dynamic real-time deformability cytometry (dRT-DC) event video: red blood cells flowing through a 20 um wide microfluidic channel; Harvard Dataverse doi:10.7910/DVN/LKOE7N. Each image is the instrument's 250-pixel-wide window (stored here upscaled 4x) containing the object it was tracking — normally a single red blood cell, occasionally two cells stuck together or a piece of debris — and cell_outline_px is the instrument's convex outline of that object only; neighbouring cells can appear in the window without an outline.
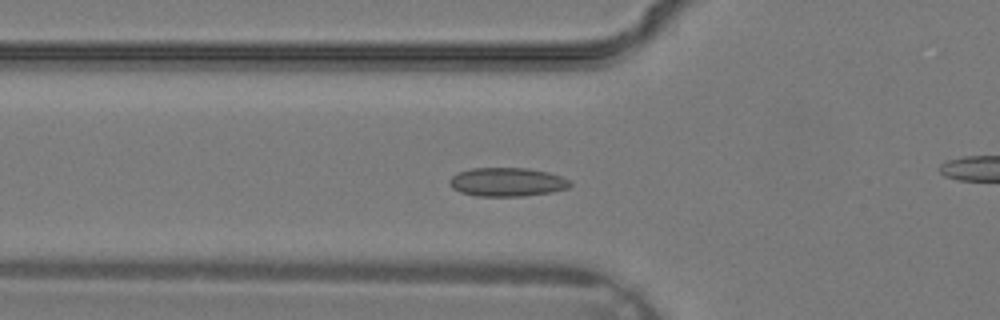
{"species": "common noctule bat (a hibernating species)", "species_latin": "Nyctalus noctula", "temperature_condition": "warm", "stored_images_in_passage": 35, "camera_frame_rate_fps": 3000, "um_per_image_px": 0.085, "animal": {"sex": "male", "body_mass_g": 19.2, "forearm_length_mm": 51.8}, "frame": {"image": 1, "passage_image": 11, "time_ms": 3.333, "image_size_px": [1000, 320], "cell_outline_px": [[572, 184], [568, 188], [552, 192], [524, 196], [476, 196], [460, 192], [452, 188], [448, 184], [448, 180], [456, 172], [472, 168], [528, 168], [548, 172], [560, 176], [568, 180]], "centroid_in_image_um": [43.06, 15.47], "position_along_channel_um": 82.7, "area_um2": 20.35}}
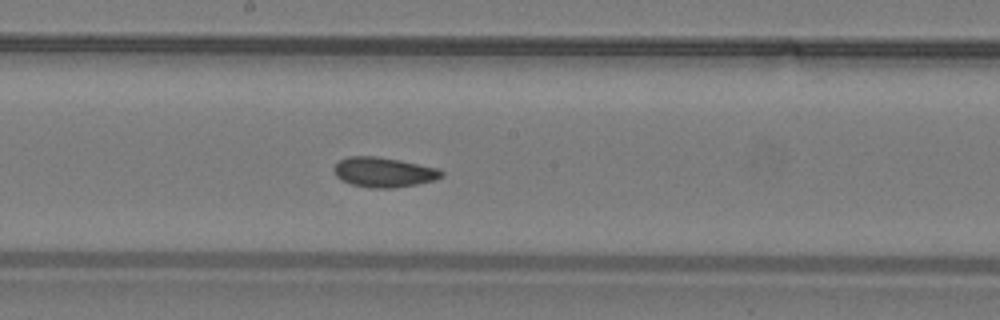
{"frame": {"image": 2, "passage_image": 18, "time_ms": 5.667, "image_size_px": [1000, 320], "cell_outline_px": [[444, 176], [436, 180], [396, 188], [372, 188], [352, 184], [340, 180], [336, 176], [332, 168], [340, 160], [348, 156], [376, 156], [400, 160], [440, 168], [444, 172]], "centroid_in_image_um": [32.64, 14.63], "position_along_channel_um": 215.6, "area_um2": 18.96}}
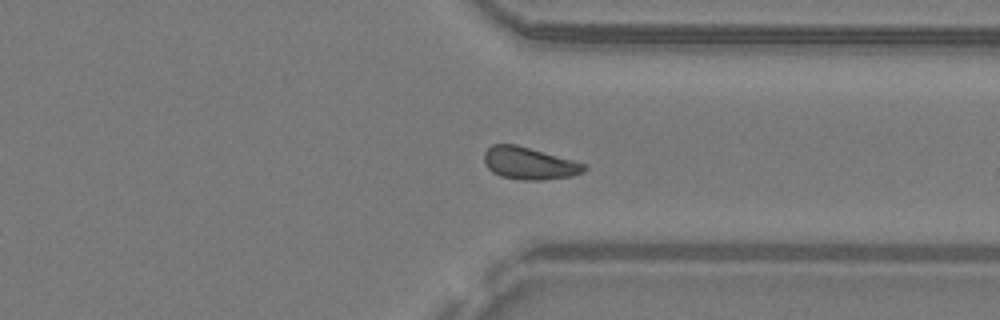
{"frame": {"image": 3, "passage_image": 26, "time_ms": 8.333, "image_size_px": [1000, 320], "cell_outline_px": [[588, 168], [584, 172], [572, 176], [540, 180], [524, 180], [500, 176], [492, 172], [484, 164], [484, 152], [492, 144], [516, 144], [588, 164]], "centroid_in_image_um": [45.0, 13.88], "position_along_channel_um": 366.4, "area_um2": 18.96}}